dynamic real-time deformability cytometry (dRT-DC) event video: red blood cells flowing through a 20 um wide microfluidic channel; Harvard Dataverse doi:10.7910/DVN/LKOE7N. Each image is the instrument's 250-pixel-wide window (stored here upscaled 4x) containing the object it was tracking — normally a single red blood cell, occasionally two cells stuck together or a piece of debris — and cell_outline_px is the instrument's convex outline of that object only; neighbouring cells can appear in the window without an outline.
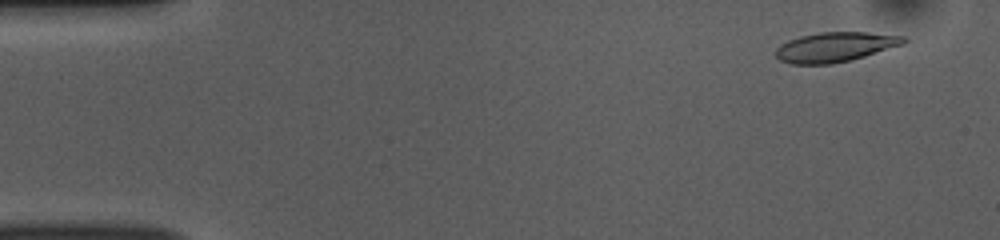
{"species": "common noctule bat (a hibernating species)", "species_latin": "Nyctalus noctula", "temperature_condition": "room temperature", "stored_images_in_passage": 51, "camera_frame_rate_fps": 3000, "um_per_image_px": 0.085, "animal": {"sex": "female", "body_mass_g": 10.0, "forearm_length_mm": 53.1}, "frame": {"image": 1, "passage_image": 3, "time_ms": 0.667, "image_size_px": [1000, 240], "cell_outline_px": [[908, 40], [904, 44], [864, 56], [832, 64], [792, 64], [780, 60], [776, 56], [776, 48], [780, 44], [788, 40], [800, 36], [820, 32], [868, 32], [904, 36]], "centroid_in_image_um": [70.98, 3.99], "position_along_channel_um": 14.0, "area_um2": 22.08}}
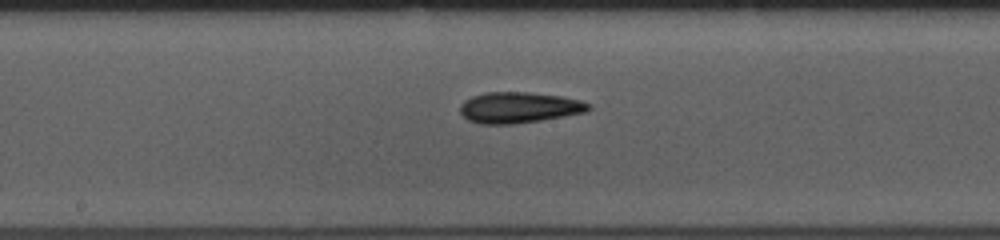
{"frame": {"image": 2, "passage_image": 26, "time_ms": 8.333, "image_size_px": [1000, 240], "cell_outline_px": [[592, 108], [584, 112], [540, 120], [512, 124], [480, 124], [468, 120], [460, 112], [460, 104], [464, 100], [472, 96], [484, 92], [528, 92], [560, 96], [580, 100], [592, 104]], "centroid_in_image_um": [44.09, 9.13], "position_along_channel_um": 204.1, "area_um2": 23.12}}
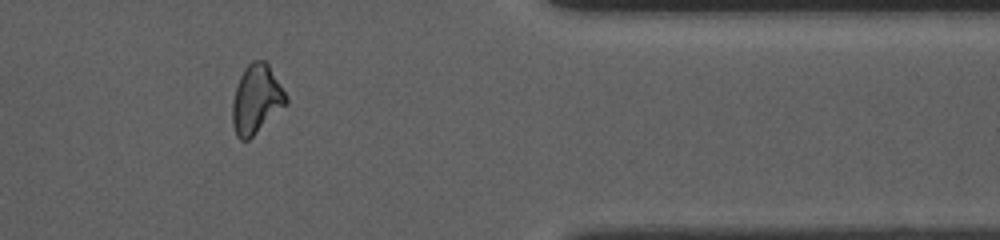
{"frame": {"image": 3, "passage_image": 42, "time_ms": 13.667, "image_size_px": [1000, 240], "cell_outline_px": [[288, 104], [248, 140], [240, 140], [236, 136], [232, 124], [232, 100], [240, 76], [244, 68], [252, 60], [264, 60], [268, 64], [284, 92], [288, 100]], "centroid_in_image_um": [21.77, 8.46], "position_along_channel_um": 389.6, "area_um2": 21.44}, "authors_computed_cell_mechanics": {"area_um2": 22.1374, "velocity_mm_per_s": 3.8666, "shape_relaxation_time_tau1_ms": 4.1968, "shape_relaxation_time_tau2_ms": 3.993, "deformation_change_tau1": 0.1481, "deformation_change_tau2": 0.1292}}